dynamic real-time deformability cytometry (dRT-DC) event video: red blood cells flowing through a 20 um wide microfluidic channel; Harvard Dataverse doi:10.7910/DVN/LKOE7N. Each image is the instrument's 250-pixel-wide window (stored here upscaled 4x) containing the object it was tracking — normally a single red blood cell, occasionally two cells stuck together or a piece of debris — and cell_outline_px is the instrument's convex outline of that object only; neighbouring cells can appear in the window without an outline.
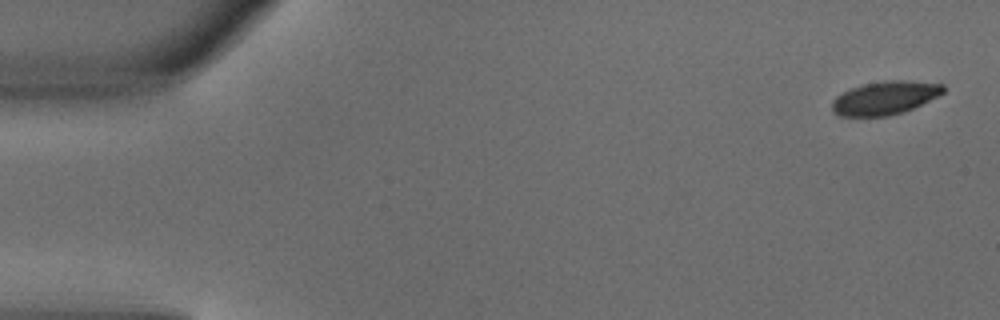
{"species": "common noctule bat (a hibernating species)", "species_latin": "Nyctalus noctula", "temperature_condition": "warm", "stored_images_in_passage": 4, "camera_frame_rate_fps": 3000, "um_per_image_px": 0.085, "animal": {"sex": "male", "body_mass_g": 18.8}, "frame": {"image": 1, "passage_image": 1, "time_ms": 0.0, "image_size_px": [1000, 320], "cell_outline_px": [[944, 92], [904, 112], [888, 116], [840, 116], [832, 112], [832, 100], [836, 96], [852, 88], [864, 84], [884, 80], [908, 80], [944, 84]], "centroid_in_image_um": [75.19, 8.32], "position_along_channel_um": 9.8, "area_um2": 21.5}}
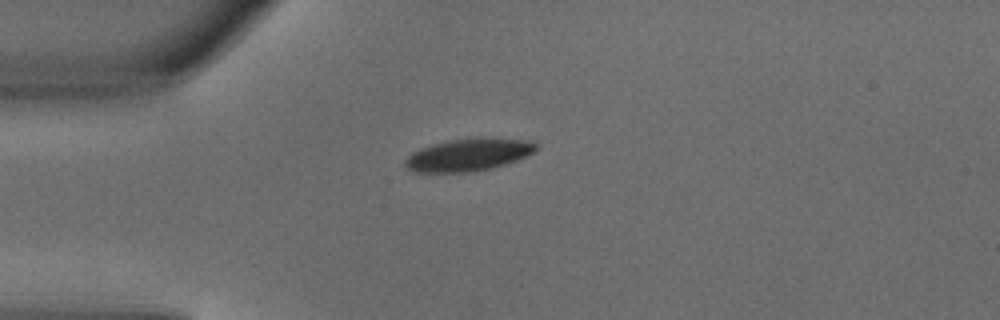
{"frame": {"image": 2, "passage_image": 4, "time_ms": 1.0, "image_size_px": [1000, 320], "cell_outline_px": [[536, 148], [532, 152], [516, 160], [492, 168], [472, 172], [416, 172], [408, 168], [404, 164], [404, 160], [412, 152], [420, 148], [432, 144], [448, 140], [476, 136], [484, 136], [532, 140], [536, 144]], "centroid_in_image_um": [39.81, 13.12], "position_along_channel_um": 45.2, "area_um2": 25.09}}